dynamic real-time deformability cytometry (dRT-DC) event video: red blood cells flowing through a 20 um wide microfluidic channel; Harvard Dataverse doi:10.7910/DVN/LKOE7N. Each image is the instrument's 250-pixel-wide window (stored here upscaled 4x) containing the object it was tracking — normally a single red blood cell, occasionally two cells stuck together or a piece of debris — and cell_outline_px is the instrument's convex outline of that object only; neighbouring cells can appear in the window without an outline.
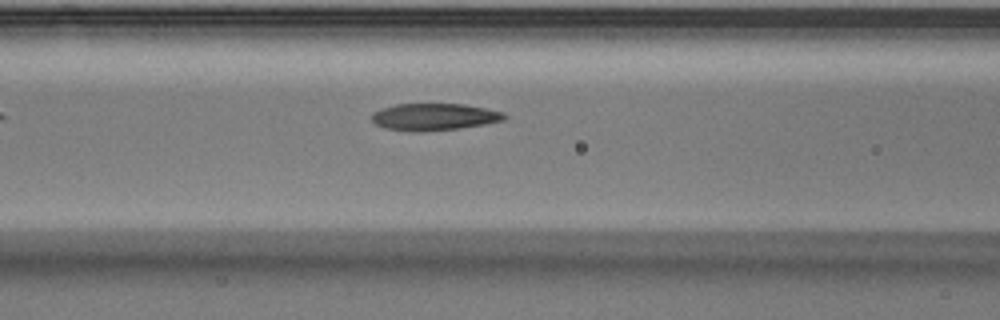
{"species": "Egyptian fruit bat (a non-hibernating species)", "species_latin": "Rousettus aegyptiacus", "temperature_condition": "warm", "stored_images_in_passage": 5, "camera_frame_rate_fps": 3000, "um_per_image_px": 0.085, "animal": {"sex": "male"}, "frame": {"image": 1, "passage_image": 5, "time_ms": 1.333, "image_size_px": [1000, 320], "cell_outline_px": [[508, 116], [504, 120], [460, 128], [420, 132], [384, 128], [376, 124], [372, 120], [372, 112], [396, 104], [464, 104], [504, 112]], "centroid_in_image_um": [36.91, 9.93], "position_along_channel_um": 129.7, "area_um2": 20.69}}